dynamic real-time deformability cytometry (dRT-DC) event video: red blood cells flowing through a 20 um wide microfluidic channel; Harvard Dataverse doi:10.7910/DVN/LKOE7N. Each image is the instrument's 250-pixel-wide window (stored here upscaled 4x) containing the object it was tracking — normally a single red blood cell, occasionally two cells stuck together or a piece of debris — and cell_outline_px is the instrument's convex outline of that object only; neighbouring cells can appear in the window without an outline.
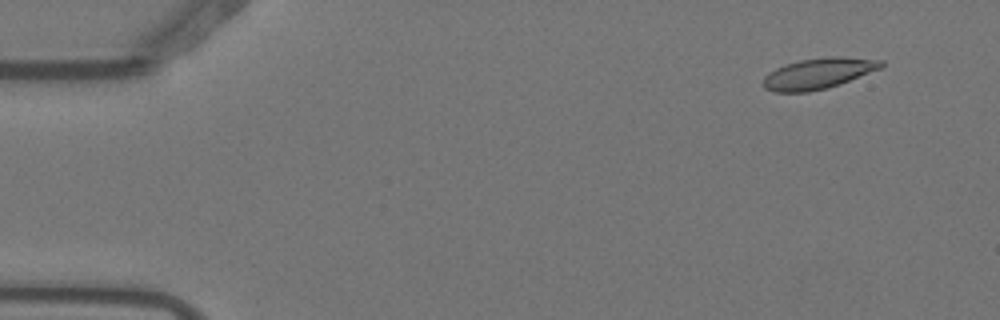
{"species": "Egyptian fruit bat (a non-hibernating species)", "species_latin": "Rousettus aegyptiacus", "temperature_condition": "warm", "stored_images_in_passage": 7, "camera_frame_rate_fps": 3000, "um_per_image_px": 0.085, "animal": {"sex": "female"}, "frame": {"image": 1, "passage_image": 1, "time_ms": 0.0, "image_size_px": [1000, 320], "cell_outline_px": [[884, 64], [880, 68], [840, 84], [828, 88], [808, 92], [772, 92], [764, 88], [764, 76], [768, 72], [784, 64], [800, 60], [828, 56], [840, 56], [884, 60]], "centroid_in_image_um": [69.54, 6.24], "position_along_channel_um": 15.5, "area_um2": 21.27}}
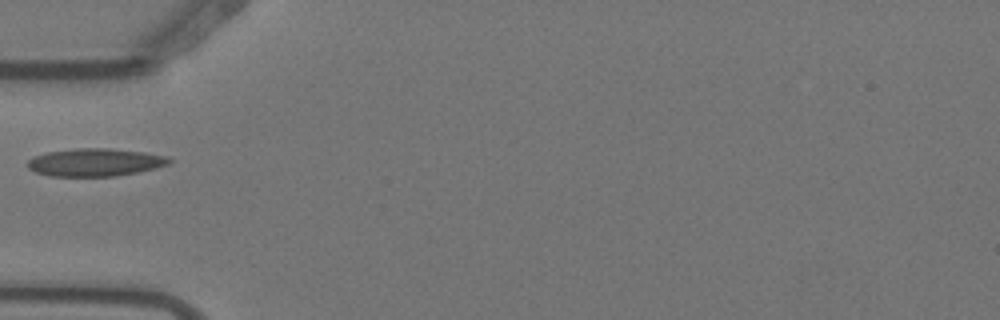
{"frame": {"image": 2, "passage_image": 5, "time_ms": 1.333, "image_size_px": [1000, 320], "cell_outline_px": [[172, 160], [168, 164], [156, 168], [136, 172], [112, 176], [48, 176], [36, 172], [28, 168], [28, 160], [32, 156], [48, 152], [76, 148], [108, 148], [144, 152], [168, 156]], "centroid_in_image_um": [8.07, 13.79], "position_along_channel_um": 76.9, "area_um2": 22.89}}
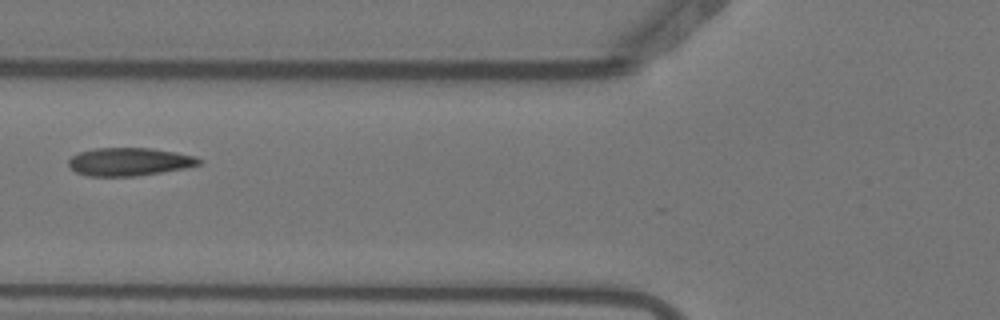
{"frame": {"image": 3, "passage_image": 6, "time_ms": 1.667, "image_size_px": [1000, 320], "cell_outline_px": [[204, 160], [200, 164], [184, 168], [136, 176], [88, 176], [76, 172], [68, 164], [68, 160], [76, 152], [96, 148], [152, 148], [176, 152], [196, 156]], "centroid_in_image_um": [10.99, 13.74], "position_along_channel_um": 114.8, "area_um2": 21.39}}